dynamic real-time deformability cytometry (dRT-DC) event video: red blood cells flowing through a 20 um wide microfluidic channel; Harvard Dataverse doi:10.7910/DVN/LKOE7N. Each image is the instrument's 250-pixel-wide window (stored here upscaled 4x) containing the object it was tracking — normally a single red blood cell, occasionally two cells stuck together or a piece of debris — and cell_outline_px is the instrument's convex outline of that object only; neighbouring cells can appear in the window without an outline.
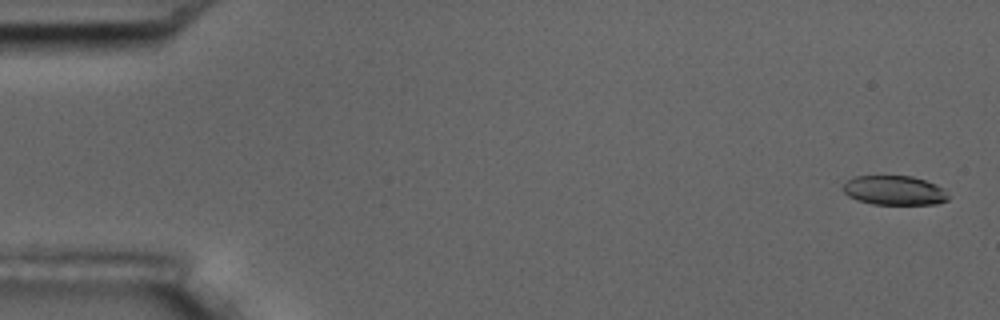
{"species": "common noctule bat (a hibernating species)", "species_latin": "Nyctalus noctula", "temperature_condition": "room temperature", "stored_images_in_passage": 57, "camera_frame_rate_fps": 3000, "um_per_image_px": 0.085, "animal": {"sex": "male", "body_mass_g": 17.5, "forearm_length_mm": 52.3}, "frame": {"image": 1, "passage_image": 2, "time_ms": 0.333, "image_size_px": [1000, 320], "cell_outline_px": [[948, 200], [936, 204], [872, 204], [856, 200], [848, 196], [844, 192], [844, 184], [848, 180], [856, 176], [912, 176], [936, 184], [944, 188], [948, 196]], "centroid_in_image_um": [76.03, 16.19], "position_along_channel_um": 9.0, "area_um2": 17.98}}
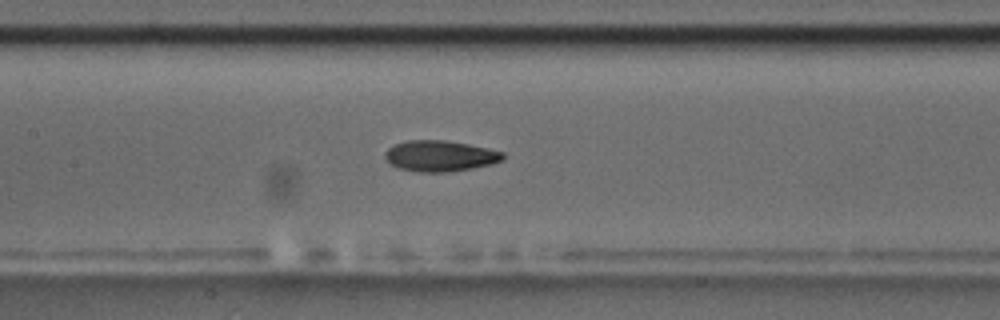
{"frame": {"image": 2, "passage_image": 27, "time_ms": 8.667, "image_size_px": [1000, 320], "cell_outline_px": [[504, 160], [492, 164], [472, 168], [448, 172], [420, 172], [400, 168], [392, 164], [384, 156], [384, 152], [392, 144], [408, 140], [444, 140], [468, 144], [488, 148], [504, 152]], "centroid_in_image_um": [37.42, 13.25], "position_along_channel_um": 170.0, "area_um2": 21.27}}
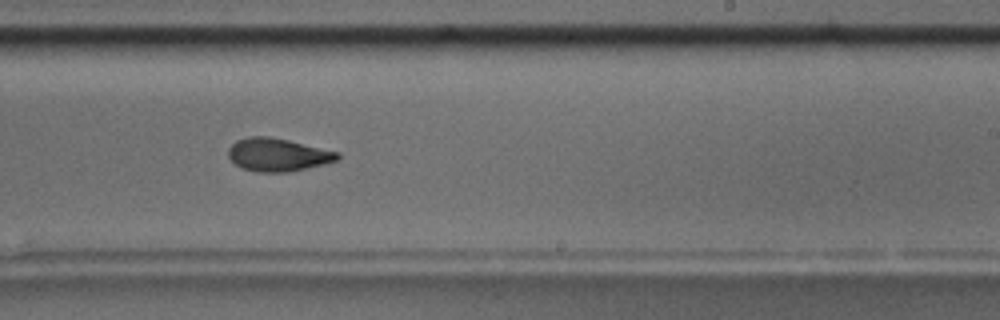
{"frame": {"image": 3, "passage_image": 35, "time_ms": 11.333, "image_size_px": [1000, 320], "cell_outline_px": [[340, 160], [324, 164], [288, 172], [256, 172], [244, 168], [236, 164], [228, 156], [228, 148], [236, 140], [248, 136], [268, 136], [288, 140], [340, 152]], "centroid_in_image_um": [23.63, 13.14], "position_along_channel_um": 265.4, "area_um2": 21.04}, "authors_computed_cell_mechanics": {"area_um2": 20.808, "velocity_mm_per_s": 3.5975, "shape_relaxation_time_tau1_ms": 6.4331, "shape_relaxation_time_tau2_ms": 3.2572, "deformation_change_tau1": 0.175, "deformation_change_tau2": 0.0951}}